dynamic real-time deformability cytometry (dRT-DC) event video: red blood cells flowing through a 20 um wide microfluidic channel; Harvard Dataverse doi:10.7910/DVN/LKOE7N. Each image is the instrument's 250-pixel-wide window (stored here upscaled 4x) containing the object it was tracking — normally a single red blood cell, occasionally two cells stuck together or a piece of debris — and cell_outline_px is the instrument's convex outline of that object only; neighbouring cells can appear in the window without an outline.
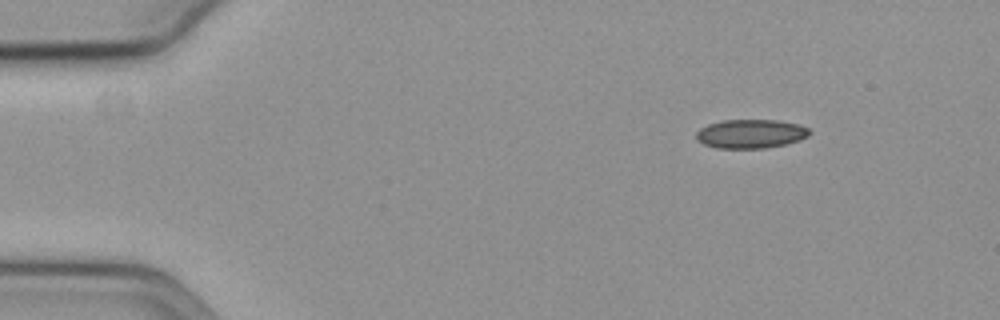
{"species": "common noctule bat (a hibernating species)", "species_latin": "Nyctalus noctula", "temperature_condition": "cold", "stored_images_in_passage": 12, "camera_frame_rate_fps": 3000, "um_per_image_px": 0.085, "animal": {"sex": "female", "body_mass_g": 19.3, "forearm_length_mm": 54.1}, "frame": {"image": 1, "passage_image": 1, "time_ms": 0.0, "image_size_px": [1000, 320], "cell_outline_px": [[812, 132], [808, 136], [800, 140], [784, 144], [764, 148], [716, 148], [704, 144], [696, 140], [696, 132], [700, 128], [708, 124], [720, 120], [780, 120], [796, 124], [808, 128]], "centroid_in_image_um": [63.79, 11.37], "position_along_channel_um": 21.2, "area_um2": 19.13}}
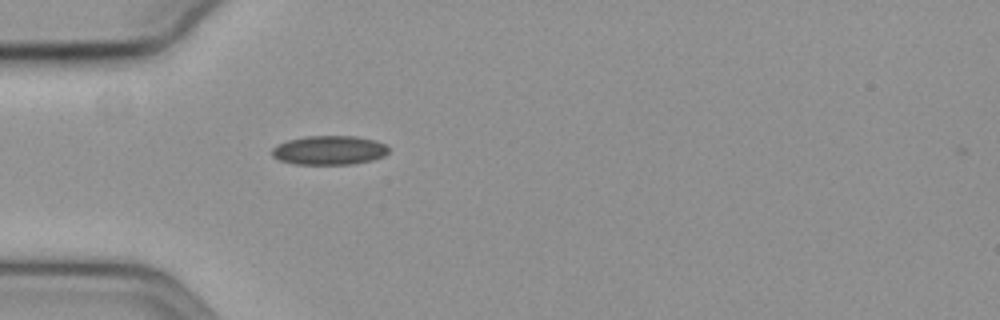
{"frame": {"image": 2, "passage_image": 11, "time_ms": 3.333, "image_size_px": [1000, 320], "cell_outline_px": [[388, 152], [384, 156], [372, 160], [352, 164], [292, 164], [280, 160], [272, 156], [272, 148], [276, 144], [288, 140], [304, 136], [356, 136], [376, 140], [388, 144]], "centroid_in_image_um": [27.99, 12.76], "position_along_channel_um": 57.0, "area_um2": 20.0}}